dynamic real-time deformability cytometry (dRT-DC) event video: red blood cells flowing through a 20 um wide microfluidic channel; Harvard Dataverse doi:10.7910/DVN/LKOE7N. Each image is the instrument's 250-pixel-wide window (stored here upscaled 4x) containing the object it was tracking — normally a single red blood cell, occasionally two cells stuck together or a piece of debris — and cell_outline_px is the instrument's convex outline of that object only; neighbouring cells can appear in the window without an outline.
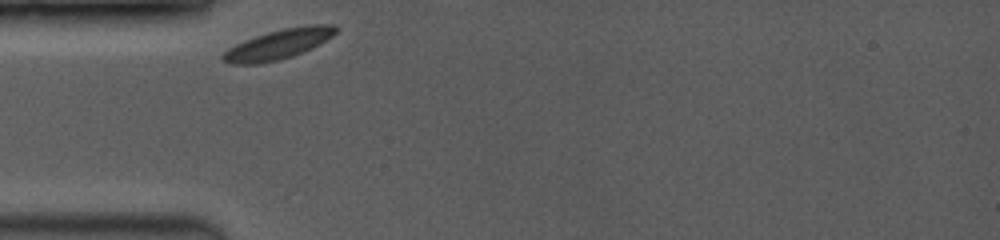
{"species": "common noctule bat (a hibernating species)", "species_latin": "Nyctalus noctula", "temperature_condition": "room temperature", "stored_images_in_passage": 7, "camera_frame_rate_fps": 3500, "um_per_image_px": 0.085, "animal": {"sex": "female", "body_mass_g": 19.0, "forearm_length_mm": 53.3}, "frame": {"image": 1, "passage_image": 1, "time_ms": 0.0, "image_size_px": [1000, 240], "cell_outline_px": [[336, 32], [332, 36], [320, 44], [312, 48], [292, 56], [280, 60], [260, 64], [232, 64], [220, 60], [220, 56], [228, 48], [244, 40], [268, 32], [284, 28], [308, 24], [336, 24]], "centroid_in_image_um": [23.65, 3.76], "position_along_channel_um": 61.3, "area_um2": 19.77}}
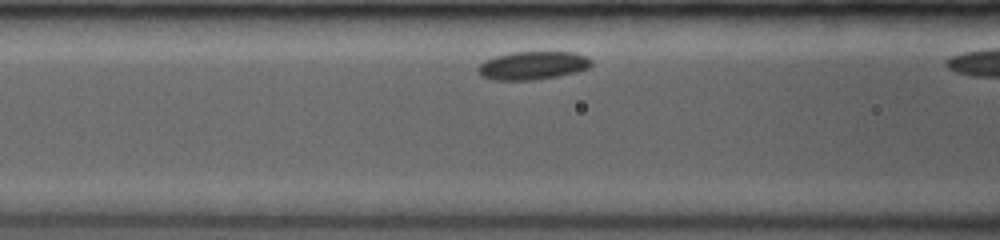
{"frame": {"image": 2, "passage_image": 4, "time_ms": 1.714, "image_size_px": [1000, 240], "cell_outline_px": [[592, 64], [588, 68], [576, 72], [560, 76], [532, 80], [492, 80], [480, 76], [476, 68], [484, 60], [496, 56], [512, 52], [576, 52], [588, 56], [592, 60]], "centroid_in_image_um": [45.28, 5.57], "position_along_channel_um": 121.3, "area_um2": 18.9}}
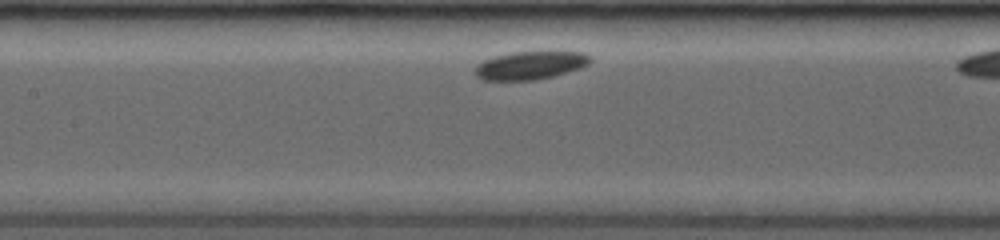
{"frame": {"image": 3, "passage_image": 6, "time_ms": 2.857, "image_size_px": [1000, 240], "cell_outline_px": [[592, 60], [588, 64], [580, 68], [552, 76], [536, 80], [480, 80], [476, 76], [476, 64], [484, 60], [496, 56], [512, 52], [584, 52], [592, 56]], "centroid_in_image_um": [45.08, 5.55], "position_along_channel_um": 162.3, "area_um2": 18.79}}